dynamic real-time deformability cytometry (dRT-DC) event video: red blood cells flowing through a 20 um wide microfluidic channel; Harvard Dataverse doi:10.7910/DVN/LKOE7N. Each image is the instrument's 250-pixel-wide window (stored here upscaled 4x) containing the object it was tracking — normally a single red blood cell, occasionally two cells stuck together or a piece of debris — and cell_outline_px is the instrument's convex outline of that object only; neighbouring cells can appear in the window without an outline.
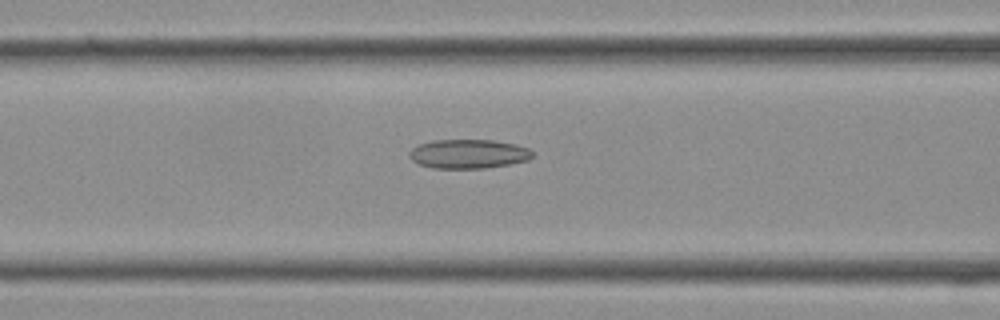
{"species": "Egyptian fruit bat (a non-hibernating species)", "species_latin": "Rousettus aegyptiacus", "temperature_condition": "cold", "stored_images_in_passage": 37, "camera_frame_rate_fps": 3000, "um_per_image_px": 0.085, "frame": {"image": 1, "passage_image": 15, "time_ms": 4.667, "image_size_px": [1000, 320], "cell_outline_px": [[532, 156], [528, 160], [508, 164], [484, 168], [432, 168], [420, 164], [412, 160], [408, 156], [408, 152], [412, 148], [420, 144], [432, 140], [492, 140], [516, 144], [528, 148], [532, 152]], "centroid_in_image_um": [39.79, 13.07], "position_along_channel_um": 126.8, "area_um2": 20.81}}
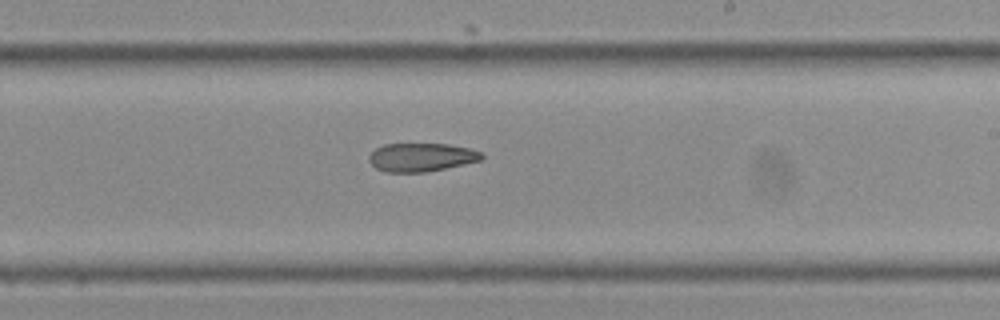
{"frame": {"image": 2, "passage_image": 22, "time_ms": 7.0, "image_size_px": [1000, 320], "cell_outline_px": [[484, 156], [480, 160], [464, 164], [424, 172], [384, 172], [376, 168], [368, 160], [368, 156], [376, 148], [384, 144], [448, 144], [468, 148], [480, 152]], "centroid_in_image_um": [35.77, 13.36], "position_along_channel_um": 253.2, "area_um2": 18.5}}
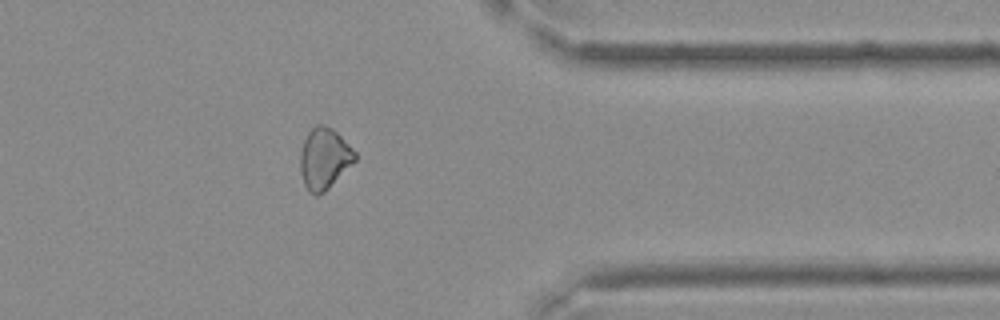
{"frame": {"image": 3, "passage_image": 30, "time_ms": 9.667, "image_size_px": [1000, 320], "cell_outline_px": [[356, 160], [324, 192], [316, 196], [308, 192], [304, 184], [300, 168], [300, 152], [304, 140], [308, 132], [316, 124], [324, 124], [332, 128], [356, 152]], "centroid_in_image_um": [27.54, 13.47], "position_along_channel_um": 383.9, "area_um2": 19.36}}